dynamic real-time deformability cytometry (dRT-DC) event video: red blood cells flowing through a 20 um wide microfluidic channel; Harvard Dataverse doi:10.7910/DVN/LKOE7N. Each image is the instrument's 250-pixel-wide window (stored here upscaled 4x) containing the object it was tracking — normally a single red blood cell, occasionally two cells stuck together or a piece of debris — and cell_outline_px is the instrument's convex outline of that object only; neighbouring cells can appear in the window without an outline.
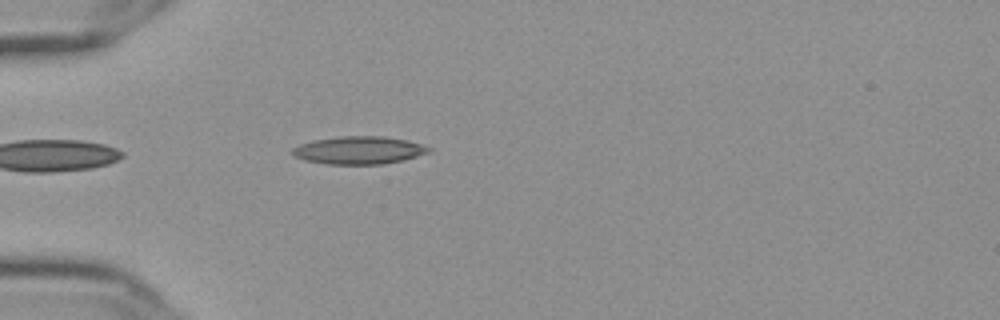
{"species": "Egyptian fruit bat (a non-hibernating species)", "species_latin": "Rousettus aegyptiacus", "temperature_condition": "cold", "stored_images_in_passage": 34, "camera_frame_rate_fps": 3000, "um_per_image_px": 0.085, "frame": {"image": 1, "passage_image": 2, "time_ms": 0.333, "image_size_px": [1000, 320], "cell_outline_px": [[432, 148], [428, 152], [404, 160], [384, 164], [328, 164], [304, 160], [296, 156], [292, 152], [292, 148], [300, 144], [312, 140], [340, 136], [384, 136], [404, 140], [420, 144]], "centroid_in_image_um": [30.48, 12.77], "position_along_channel_um": 54.5, "area_um2": 21.91}}
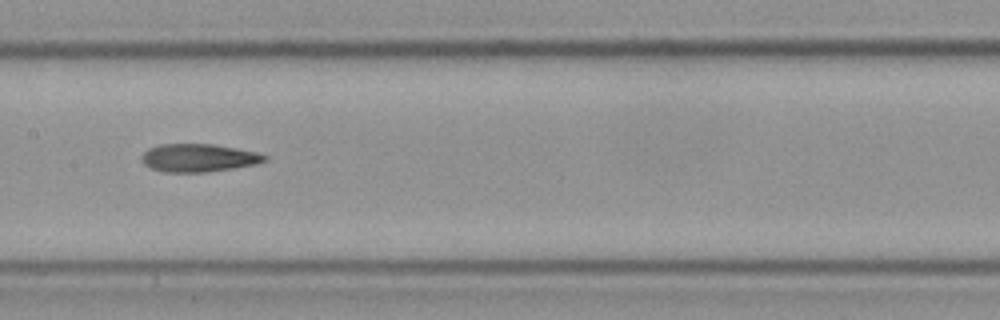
{"frame": {"image": 2, "passage_image": 14, "time_ms": 4.333, "image_size_px": [1000, 320], "cell_outline_px": [[268, 160], [256, 164], [232, 168], [204, 172], [164, 172], [152, 168], [144, 164], [140, 160], [140, 156], [148, 148], [160, 144], [212, 144], [236, 148], [256, 152], [268, 156]], "centroid_in_image_um": [16.85, 13.41], "position_along_channel_um": 190.5, "area_um2": 20.06}}
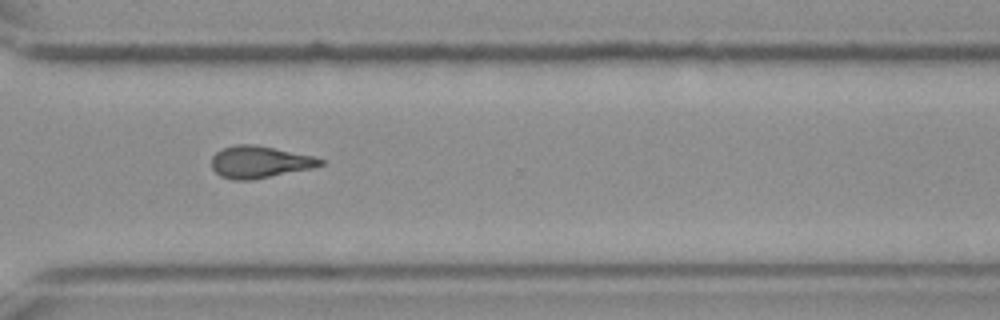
{"frame": {"image": 3, "passage_image": 27, "time_ms": 8.667, "image_size_px": [1000, 320], "cell_outline_px": [[324, 164], [312, 168], [252, 180], [232, 180], [220, 176], [212, 168], [212, 156], [216, 152], [232, 144], [256, 144], [312, 156], [324, 160]], "centroid_in_image_um": [22.04, 13.77], "position_along_channel_um": 348.6, "area_um2": 20.29}, "authors_computed_cell_mechanics": {"area_um2": 20.0566, "velocity_mm_per_s": 3.6539, "shape_relaxation_time_tau1_ms": null, "shape_relaxation_time_tau2_ms": 3.7031, "deformation_change_tau1": null, "deformation_change_tau2": 0.1399}}